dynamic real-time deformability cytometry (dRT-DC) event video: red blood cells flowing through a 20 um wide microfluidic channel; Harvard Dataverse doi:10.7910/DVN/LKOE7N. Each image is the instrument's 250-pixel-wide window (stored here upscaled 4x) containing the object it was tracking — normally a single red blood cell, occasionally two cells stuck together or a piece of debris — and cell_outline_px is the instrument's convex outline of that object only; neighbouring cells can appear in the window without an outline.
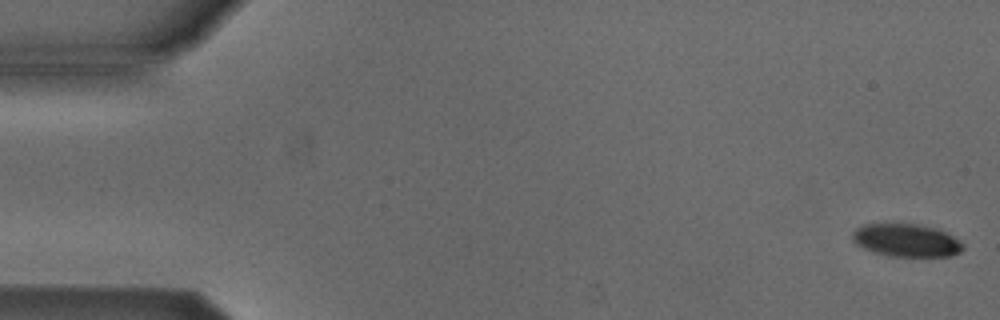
{"species": "Egyptian fruit bat (a non-hibernating species)", "species_latin": "Rousettus aegyptiacus", "temperature_condition": "cold", "stored_images_in_passage": 54, "camera_frame_rate_fps": 3000, "um_per_image_px": 0.085, "animal": {"sex": "male"}, "frame": {"image": 1, "passage_image": 1, "time_ms": 0.0, "image_size_px": [1000, 320], "cell_outline_px": [[964, 248], [960, 252], [948, 256], [888, 256], [864, 248], [856, 244], [852, 240], [852, 232], [856, 228], [864, 224], [916, 224], [932, 228], [944, 232], [952, 236], [964, 244]], "centroid_in_image_um": [77.01, 20.43], "position_along_channel_um": 8.0, "area_um2": 20.87}}
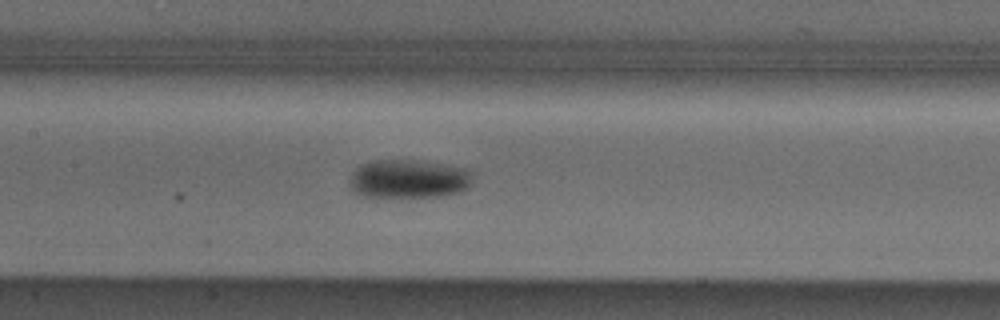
{"frame": {"image": 2, "passage_image": 25, "time_ms": 8.0, "image_size_px": [1000, 320], "cell_outline_px": [[472, 184], [468, 188], [460, 192], [440, 196], [360, 196], [348, 184], [348, 180], [352, 172], [360, 164], [368, 160], [420, 160], [464, 168], [472, 176]], "centroid_in_image_um": [34.7, 15.19], "position_along_channel_um": 172.7, "area_um2": 27.8}}
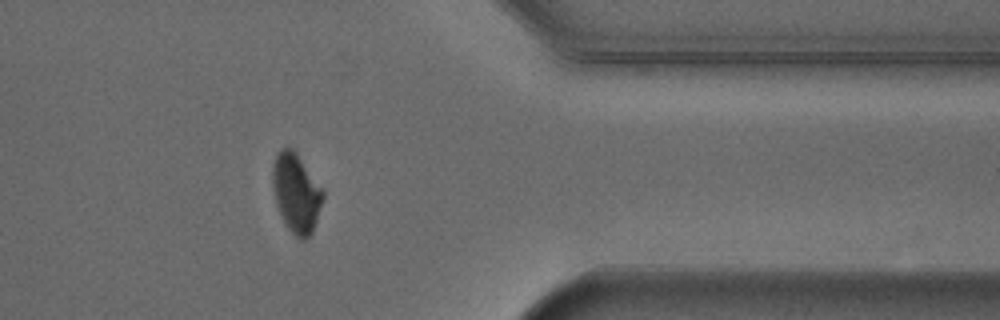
{"frame": {"image": 3, "passage_image": 43, "time_ms": 14.0, "image_size_px": [1000, 320], "cell_outline_px": [[324, 196], [312, 232], [304, 240], [300, 240], [288, 228], [276, 204], [272, 184], [272, 172], [276, 156], [284, 148], [292, 148], [296, 152], [324, 192]], "centroid_in_image_um": [25.17, 16.42], "position_along_channel_um": 386.2, "area_um2": 22.54}, "authors_computed_cell_mechanics": {"area_um2": 23.698, "velocity_mm_per_s": 3.8456, "shape_relaxation_time_tau1_ms": 2.7779, "shape_relaxation_time_tau2_ms": null, "deformation_change_tau1": 0.1171, "deformation_change_tau2": null}}